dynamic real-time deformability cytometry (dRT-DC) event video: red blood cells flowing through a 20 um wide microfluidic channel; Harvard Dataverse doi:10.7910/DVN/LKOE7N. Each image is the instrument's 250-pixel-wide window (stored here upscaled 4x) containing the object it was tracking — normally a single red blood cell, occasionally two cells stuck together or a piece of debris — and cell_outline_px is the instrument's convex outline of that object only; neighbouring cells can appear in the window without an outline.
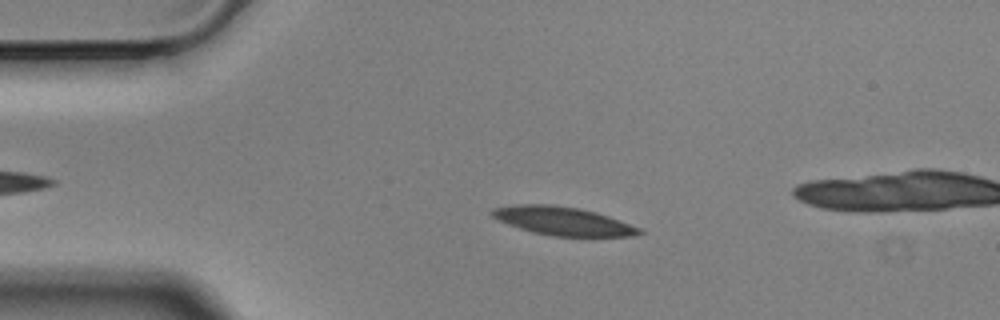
{"species": "Egyptian fruit bat (a non-hibernating species)", "species_latin": "Rousettus aegyptiacus", "temperature_condition": "cold", "stored_images_in_passage": 47, "camera_frame_rate_fps": 3000, "um_per_image_px": 0.085, "animal": {"sex": "male"}, "frame": {"image": 1, "passage_image": 11, "time_ms": 3.333, "image_size_px": [1000, 320], "cell_outline_px": [[644, 232], [632, 236], [552, 236], [532, 232], [508, 224], [492, 216], [488, 212], [492, 208], [516, 204], [552, 204], [580, 208], [596, 212], [608, 216], [640, 228]], "centroid_in_image_um": [47.81, 18.77], "position_along_channel_um": 37.2, "area_um2": 24.33}}
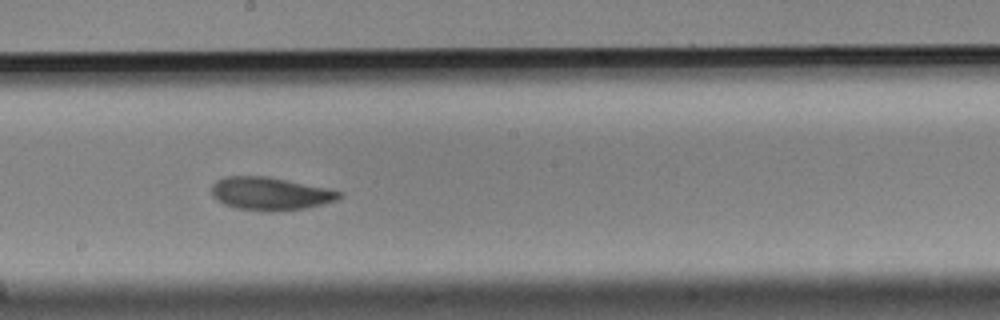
{"frame": {"image": 2, "passage_image": 30, "time_ms": 9.667, "image_size_px": [1000, 320], "cell_outline_px": [[344, 192], [336, 200], [324, 204], [304, 208], [276, 212], [268, 212], [236, 208], [224, 204], [216, 200], [212, 196], [212, 184], [216, 180], [224, 176], [268, 176]], "centroid_in_image_um": [22.93, 16.47], "position_along_channel_um": 225.3, "area_um2": 24.62}}
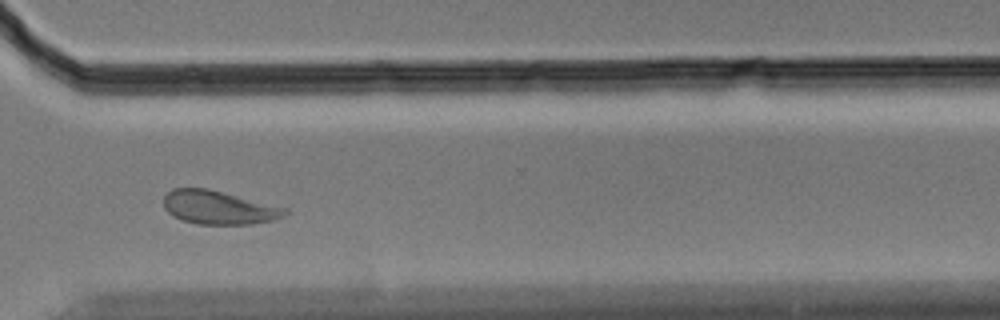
{"frame": {"image": 3, "passage_image": 41, "time_ms": 13.333, "image_size_px": [1000, 320], "cell_outline_px": [[288, 212], [284, 216], [276, 220], [252, 224], [196, 224], [180, 220], [172, 216], [164, 208], [164, 196], [172, 188], [208, 188], [288, 208]], "centroid_in_image_um": [18.59, 17.64], "position_along_channel_um": 352.0, "area_um2": 23.99}, "authors_computed_cell_mechanics": {"area_um2": 24.3916, "velocity_mm_per_s": 3.4616, "shape_relaxation_time_tau1_ms": 3.497, "shape_relaxation_time_tau2_ms": 4.8342, "deformation_change_tau1": 0.1177, "deformation_change_tau2": 0.0884}}